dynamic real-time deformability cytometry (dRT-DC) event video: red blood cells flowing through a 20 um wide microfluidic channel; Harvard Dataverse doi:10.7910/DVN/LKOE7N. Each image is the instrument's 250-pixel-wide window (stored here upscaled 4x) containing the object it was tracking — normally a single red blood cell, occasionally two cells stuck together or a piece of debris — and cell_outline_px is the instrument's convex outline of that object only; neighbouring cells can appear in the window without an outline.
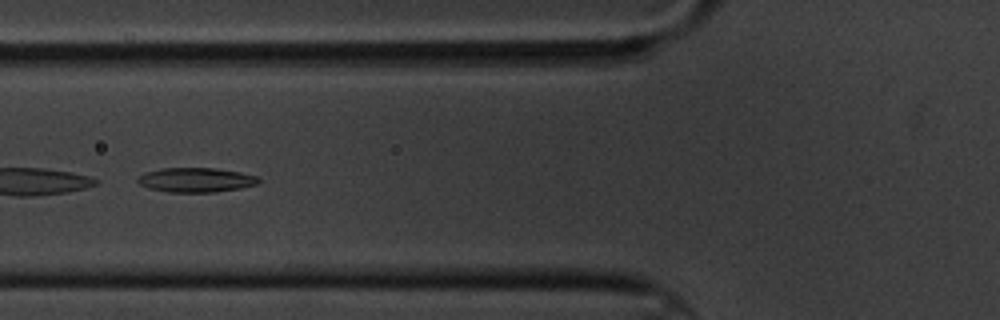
{"species": "common noctule bat (a hibernating species)", "species_latin": "Nyctalus noctula", "temperature_condition": "cold", "stored_images_in_passage": 9, "camera_frame_rate_fps": 3000, "um_per_image_px": 0.085, "animal": {"sex": "male", "body_mass_g": 20.1, "forearm_length_mm": 53.5}, "frame": {"image": 1, "passage_image": 6, "time_ms": 5.667, "image_size_px": [1000, 320], "cell_outline_px": [[260, 180], [256, 184], [240, 188], [216, 192], [168, 192], [148, 188], [140, 184], [136, 180], [136, 176], [144, 172], [160, 168], [216, 168], [240, 172], [260, 176]], "centroid_in_image_um": [16.63, 15.28], "position_along_channel_um": 109.2, "area_um2": 17.46}}
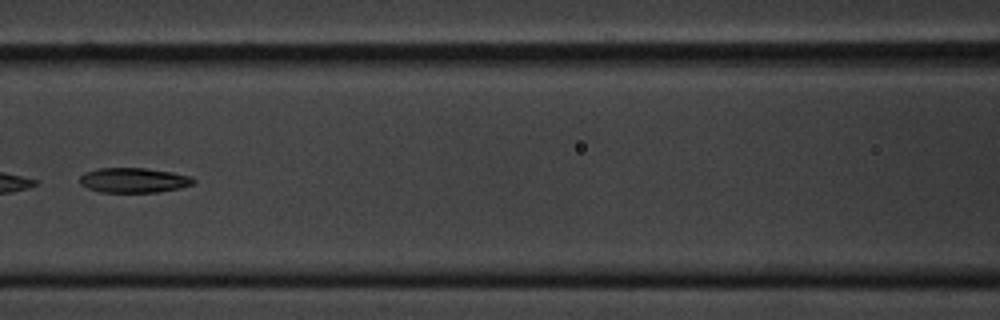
{"frame": {"image": 2, "passage_image": 7, "time_ms": 7.0, "image_size_px": [1000, 320], "cell_outline_px": [[196, 180], [192, 184], [180, 188], [160, 192], [100, 192], [88, 188], [80, 184], [80, 176], [84, 172], [100, 168], [144, 168], [172, 172], [192, 176]], "centroid_in_image_um": [11.37, 15.32], "position_along_channel_um": 155.2, "area_um2": 16.53}}
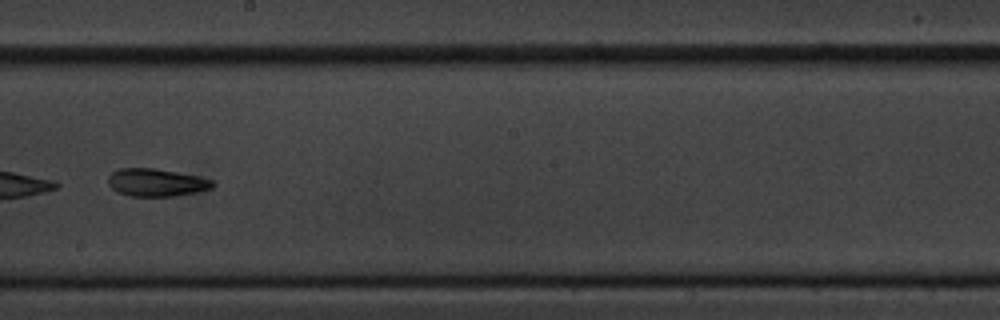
{"frame": {"image": 3, "passage_image": 9, "time_ms": 9.333, "image_size_px": [1000, 320], "cell_outline_px": [[216, 184], [212, 188], [196, 192], [172, 196], [128, 196], [116, 192], [108, 184], [108, 176], [112, 172], [120, 168], [152, 168], [200, 176], [216, 180]], "centroid_in_image_um": [13.31, 15.51], "position_along_channel_um": 234.9, "area_um2": 17.05}}